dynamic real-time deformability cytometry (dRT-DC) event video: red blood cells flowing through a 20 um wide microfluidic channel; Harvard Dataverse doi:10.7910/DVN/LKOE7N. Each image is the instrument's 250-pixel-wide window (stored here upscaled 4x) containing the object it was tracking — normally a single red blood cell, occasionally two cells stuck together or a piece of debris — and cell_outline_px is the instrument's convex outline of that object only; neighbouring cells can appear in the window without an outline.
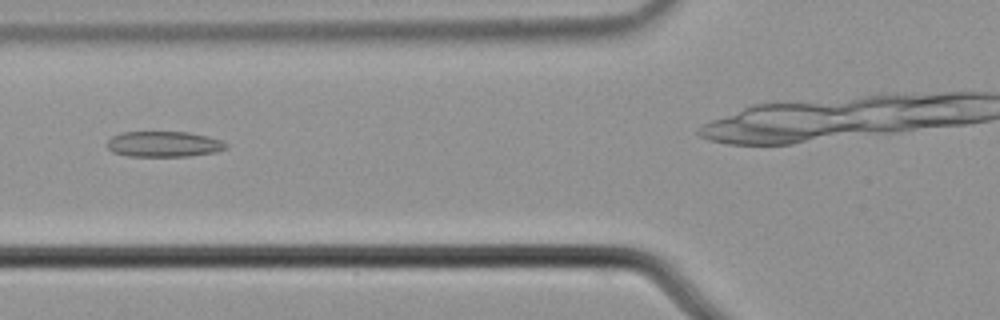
{"species": "common noctule bat (a hibernating species)", "species_latin": "Nyctalus noctula", "temperature_condition": "cold", "stored_images_in_passage": 5, "camera_frame_rate_fps": 3000, "um_per_image_px": 0.085, "animal": {"sex": "male", "body_mass_g": 21.5, "forearm_length_mm": 52.0}, "frame": {"image": 1, "passage_image": 4, "time_ms": 1.0, "image_size_px": [1000, 320], "cell_outline_px": [[228, 148], [216, 152], [188, 156], [128, 156], [112, 152], [108, 148], [108, 140], [112, 136], [120, 132], [188, 132], [208, 136], [220, 140], [228, 144]], "centroid_in_image_um": [13.93, 12.25], "position_along_channel_um": 111.9, "area_um2": 17.8}}